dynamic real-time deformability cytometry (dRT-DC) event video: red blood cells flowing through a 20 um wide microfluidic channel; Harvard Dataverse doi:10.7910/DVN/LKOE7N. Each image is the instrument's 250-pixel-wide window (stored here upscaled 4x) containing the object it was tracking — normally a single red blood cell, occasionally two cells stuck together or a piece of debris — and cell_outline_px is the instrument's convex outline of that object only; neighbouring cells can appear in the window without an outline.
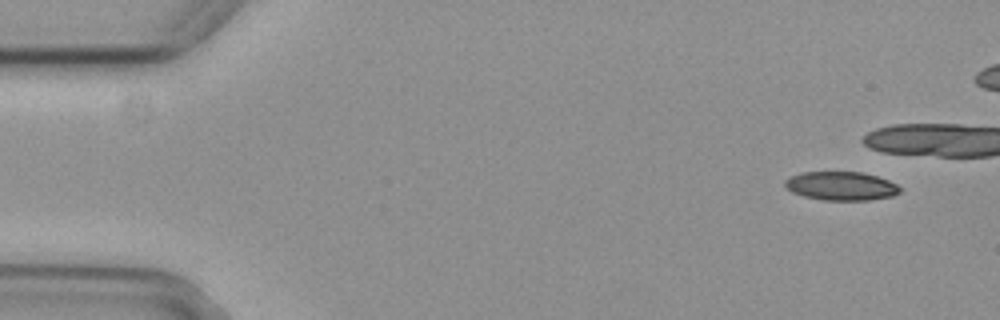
{"species": "common noctule bat (a hibernating species)", "species_latin": "Nyctalus noctula", "temperature_condition": "cold", "stored_images_in_passage": 7, "camera_frame_rate_fps": 3000, "um_per_image_px": 0.085, "animal": {"sex": "female", "body_mass_g": 29.2, "forearm_length_mm": 56.3}, "frame": {"image": 1, "passage_image": 1, "time_ms": 0.0, "image_size_px": [1000, 320], "cell_outline_px": [[900, 192], [892, 196], [868, 200], [824, 200], [804, 196], [792, 192], [784, 184], [784, 180], [800, 172], [860, 172], [876, 176], [888, 180], [896, 184], [900, 188]], "centroid_in_image_um": [71.49, 15.81], "position_along_channel_um": 13.5, "area_um2": 19.07}}
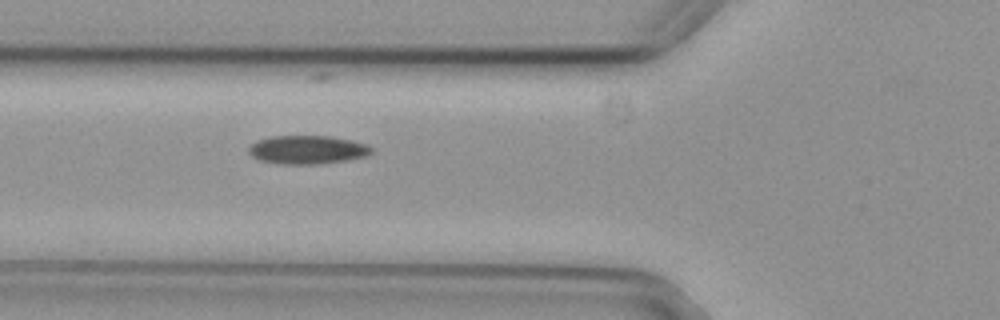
{"frame": {"image": 2, "passage_image": 7, "time_ms": 2.0, "image_size_px": [1000, 320], "cell_outline_px": [[372, 152], [368, 156], [348, 160], [316, 164], [284, 164], [260, 160], [252, 156], [248, 152], [248, 148], [256, 140], [272, 136], [332, 136], [352, 140], [368, 144], [372, 148]], "centroid_in_image_um": [26.16, 12.72], "position_along_channel_um": 99.6, "area_um2": 20.52}}